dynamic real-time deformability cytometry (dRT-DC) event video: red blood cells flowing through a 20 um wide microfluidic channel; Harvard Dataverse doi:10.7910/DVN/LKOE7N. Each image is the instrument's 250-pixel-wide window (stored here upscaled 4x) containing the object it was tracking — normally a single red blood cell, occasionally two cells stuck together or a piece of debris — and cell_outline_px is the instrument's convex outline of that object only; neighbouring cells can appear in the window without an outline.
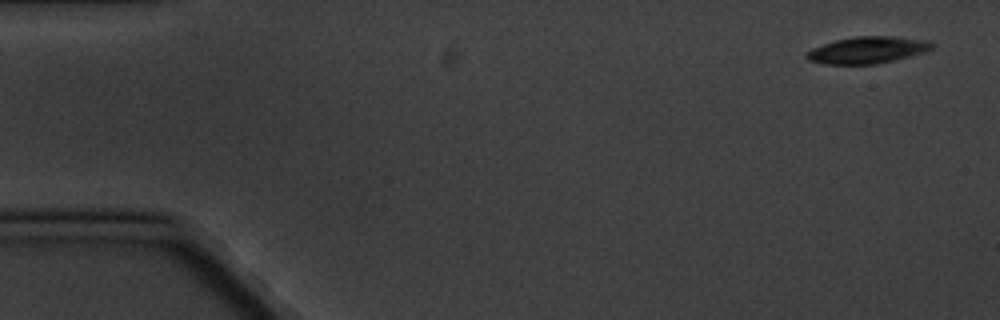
{"species": "common noctule bat (a hibernating species)", "species_latin": "Nyctalus noctula", "temperature_condition": "cold", "stored_images_in_passage": 4, "camera_frame_rate_fps": 3000, "um_per_image_px": 0.085, "animal": {"sex": "male", "body_mass_g": 20.1, "forearm_length_mm": 53.5}, "frame": {"image": 1, "passage_image": 1, "time_ms": 0.0, "image_size_px": [1000, 320], "cell_outline_px": [[936, 44], [932, 48], [924, 52], [876, 64], [824, 64], [808, 60], [804, 56], [812, 48], [836, 40], [856, 36], [892, 36], [928, 40]], "centroid_in_image_um": [73.74, 4.25], "position_along_channel_um": 11.3, "area_um2": 19.42}}
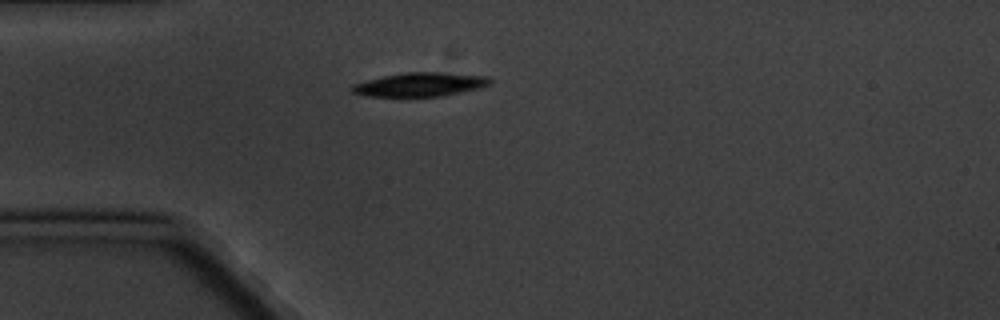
{"frame": {"image": 2, "passage_image": 4, "time_ms": 4.333, "image_size_px": [1000, 320], "cell_outline_px": [[492, 84], [480, 88], [440, 96], [400, 100], [364, 96], [352, 92], [348, 88], [352, 84], [384, 76], [404, 72], [440, 72], [488, 76], [492, 80]], "centroid_in_image_um": [35.62, 7.23], "position_along_channel_um": 49.4, "area_um2": 20.29}}